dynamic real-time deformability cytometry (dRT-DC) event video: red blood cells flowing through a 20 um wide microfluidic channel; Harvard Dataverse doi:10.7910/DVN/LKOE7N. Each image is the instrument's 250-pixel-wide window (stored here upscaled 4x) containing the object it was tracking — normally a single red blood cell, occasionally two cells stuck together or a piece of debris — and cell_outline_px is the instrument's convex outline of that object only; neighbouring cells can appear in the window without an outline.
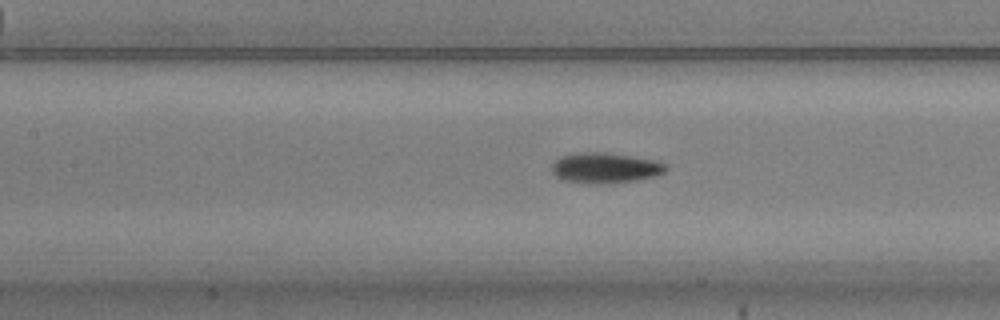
{"species": "common noctule bat (a hibernating species)", "species_latin": "Nyctalus noctula", "temperature_condition": "warm", "stored_images_in_passage": 53, "camera_frame_rate_fps": 3000, "um_per_image_px": 0.085, "animal": {"sex": "male", "body_mass_g": 20.5, "forearm_length_mm": 52.5}, "frame": {"image": 1, "passage_image": 23, "time_ms": 7.333, "image_size_px": [1000, 320], "cell_outline_px": [[668, 168], [664, 172], [656, 176], [636, 180], [564, 180], [556, 176], [552, 172], [552, 164], [560, 156], [584, 152], [604, 152], [656, 160], [668, 164]], "centroid_in_image_um": [51.5, 14.2], "position_along_channel_um": 155.9, "area_um2": 19.07}}
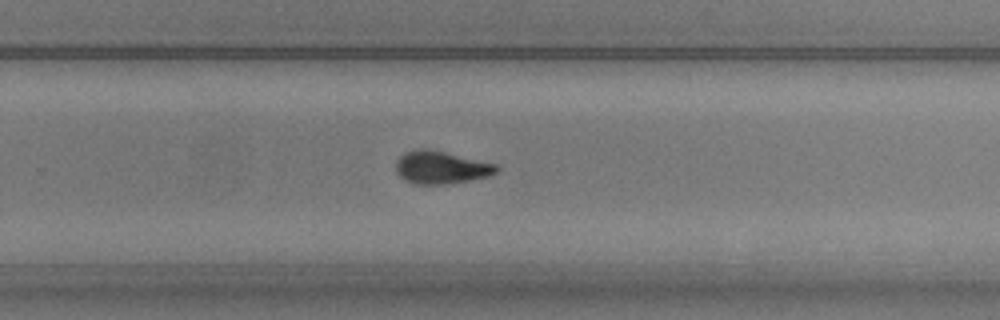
{"frame": {"image": 2, "passage_image": 34, "time_ms": 11.0, "image_size_px": [1000, 320], "cell_outline_px": [[500, 168], [496, 172], [488, 176], [468, 180], [444, 184], [416, 184], [404, 180], [396, 172], [396, 160], [404, 152], [416, 148], [428, 148], [496, 164]], "centroid_in_image_um": [37.44, 14.22], "position_along_channel_um": 292.4, "area_um2": 19.13}}
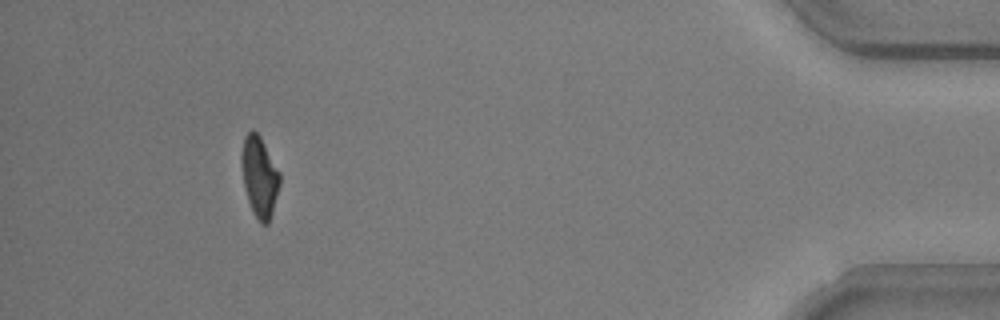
{"frame": {"image": 3, "passage_image": 49, "time_ms": 16.0, "image_size_px": [1000, 320], "cell_outline_px": [[280, 184], [272, 212], [268, 224], [260, 224], [252, 212], [244, 188], [240, 160], [240, 156], [244, 136], [252, 128], [260, 136], [280, 172]], "centroid_in_image_um": [22.03, 15.01], "position_along_channel_um": 413.2, "area_um2": 18.15}, "authors_computed_cell_mechanics": {"area_um2": 18.6694, "velocity_mm_per_s": 3.7304, "shape_relaxation_time_tau1_ms": 3.211, "shape_relaxation_time_tau2_ms": 2.6975, "deformation_change_tau1": 0.1627, "deformation_change_tau2": 0.0864}}